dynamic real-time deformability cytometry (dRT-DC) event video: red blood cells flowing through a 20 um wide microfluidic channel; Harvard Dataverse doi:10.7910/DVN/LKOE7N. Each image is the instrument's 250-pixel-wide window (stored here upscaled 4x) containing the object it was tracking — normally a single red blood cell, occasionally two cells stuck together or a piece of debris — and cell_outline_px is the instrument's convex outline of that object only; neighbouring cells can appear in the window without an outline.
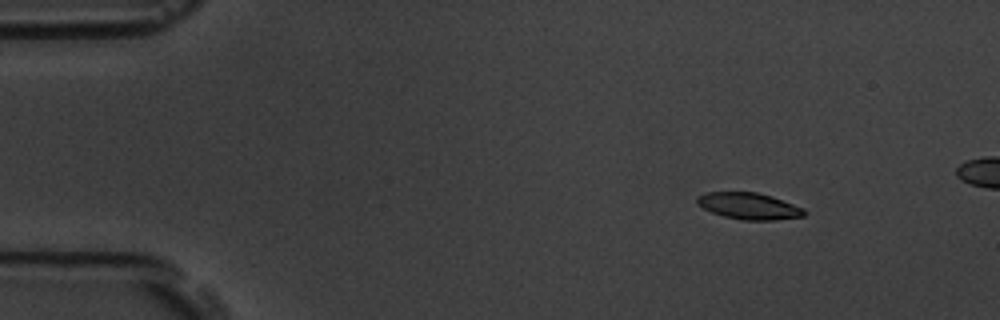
{"species": "common noctule bat (a hibernating species)", "species_latin": "Nyctalus noctula", "temperature_condition": "room temperature", "stored_images_in_passage": 5, "camera_frame_rate_fps": 3000, "um_per_image_px": 0.085, "animal": {"sex": "male", "body_mass_g": 19.5, "forearm_length_mm": 54.6}, "frame": {"image": 1, "passage_image": 2, "time_ms": 1.333, "image_size_px": [1000, 320], "cell_outline_px": [[808, 212], [804, 216], [772, 220], [744, 220], [724, 216], [712, 212], [696, 204], [696, 196], [708, 192], [756, 192], [772, 196], [804, 208]], "centroid_in_image_um": [63.67, 17.51], "position_along_channel_um": 21.3, "area_um2": 16.59}}